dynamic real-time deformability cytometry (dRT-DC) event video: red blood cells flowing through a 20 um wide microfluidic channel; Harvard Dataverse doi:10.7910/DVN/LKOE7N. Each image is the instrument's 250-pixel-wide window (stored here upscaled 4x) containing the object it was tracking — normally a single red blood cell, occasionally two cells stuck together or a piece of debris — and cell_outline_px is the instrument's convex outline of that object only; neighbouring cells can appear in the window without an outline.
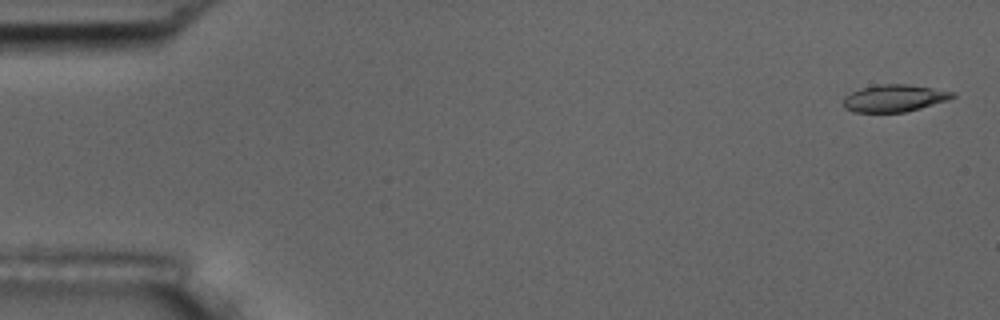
{"species": "common noctule bat (a hibernating species)", "species_latin": "Nyctalus noctula", "temperature_condition": "room temperature", "stored_images_in_passage": 4, "camera_frame_rate_fps": 3000, "um_per_image_px": 0.085, "animal": {"sex": "male", "body_mass_g": 17.5, "forearm_length_mm": 52.3}, "frame": {"image": 1, "passage_image": 1, "time_ms": 0.0, "image_size_px": [1000, 320], "cell_outline_px": [[956, 96], [948, 100], [920, 108], [904, 112], [852, 112], [844, 108], [844, 96], [860, 88], [880, 84], [908, 84], [956, 92]], "centroid_in_image_um": [76.02, 8.34], "position_along_channel_um": 9.0, "area_um2": 17.28}}
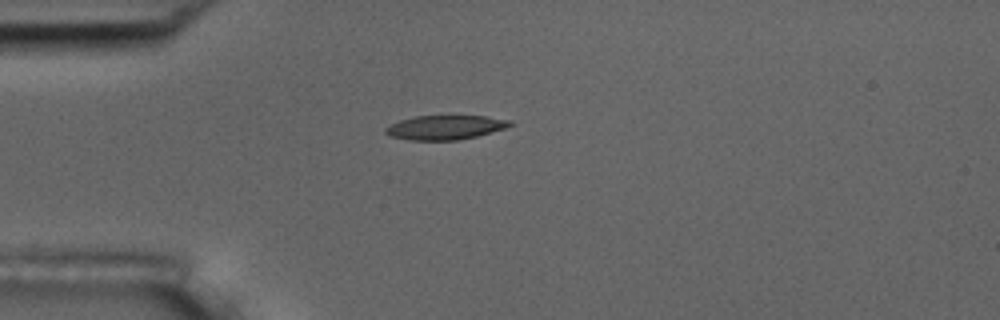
{"frame": {"image": 2, "passage_image": 4, "time_ms": 4.333, "image_size_px": [1000, 320], "cell_outline_px": [[516, 124], [504, 128], [476, 136], [456, 140], [412, 140], [388, 136], [384, 132], [384, 128], [400, 120], [416, 116], [448, 112], [484, 116], [512, 120]], "centroid_in_image_um": [37.86, 10.77], "position_along_channel_um": 47.1, "area_um2": 18.5}}